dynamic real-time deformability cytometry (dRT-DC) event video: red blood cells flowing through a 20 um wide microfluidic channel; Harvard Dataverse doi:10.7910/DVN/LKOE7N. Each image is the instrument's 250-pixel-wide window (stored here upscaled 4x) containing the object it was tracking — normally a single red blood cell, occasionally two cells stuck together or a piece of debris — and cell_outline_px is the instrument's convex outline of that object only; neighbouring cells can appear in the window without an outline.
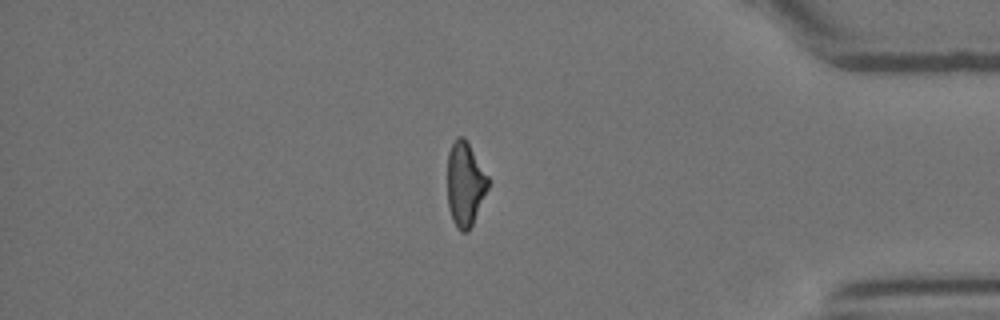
{"species": "Egyptian fruit bat (a non-hibernating species)", "species_latin": "Rousettus aegyptiacus", "temperature_condition": "room temperature", "stored_images_in_passage": 16, "segment_of_instrument_passage": [2, 2], "camera_frame_rate_fps": 3000, "um_per_image_px": 0.085, "animal": {"sex": "female"}, "frame": {"image": 1, "passage_image": 16, "time_ms": 5.0, "image_size_px": [1000, 320], "cell_outline_px": [[488, 188], [472, 224], [468, 232], [460, 232], [456, 228], [452, 220], [448, 208], [448, 152], [456, 136], [464, 136], [488, 176]], "centroid_in_image_um": [39.51, 15.65], "position_along_channel_um": 395.7, "area_um2": 19.88}}